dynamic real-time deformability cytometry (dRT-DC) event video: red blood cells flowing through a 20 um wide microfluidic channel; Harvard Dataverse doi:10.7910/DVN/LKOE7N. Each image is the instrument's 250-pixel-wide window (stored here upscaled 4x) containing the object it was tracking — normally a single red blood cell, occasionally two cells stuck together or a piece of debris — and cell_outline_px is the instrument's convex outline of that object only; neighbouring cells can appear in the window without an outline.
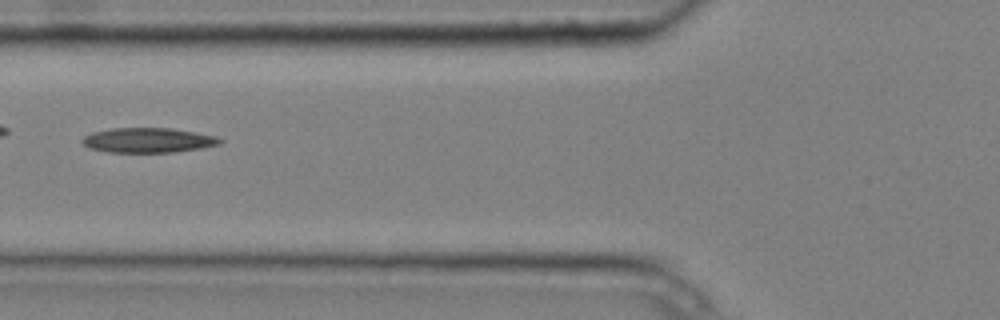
{"species": "common noctule bat (a hibernating species)", "species_latin": "Nyctalus noctula", "temperature_condition": "cold", "stored_images_in_passage": 5, "camera_frame_rate_fps": 3000, "um_per_image_px": 0.085, "animal": {"sex": "male", "body_mass_g": 20.4}, "frame": {"image": 1, "passage_image": 5, "time_ms": 1.333, "image_size_px": [1000, 320], "cell_outline_px": [[224, 140], [220, 144], [200, 148], [172, 152], [108, 152], [88, 148], [80, 140], [84, 136], [92, 132], [112, 128], [172, 128], [216, 136]], "centroid_in_image_um": [12.57, 11.91], "position_along_channel_um": 113.2, "area_um2": 19.88}}